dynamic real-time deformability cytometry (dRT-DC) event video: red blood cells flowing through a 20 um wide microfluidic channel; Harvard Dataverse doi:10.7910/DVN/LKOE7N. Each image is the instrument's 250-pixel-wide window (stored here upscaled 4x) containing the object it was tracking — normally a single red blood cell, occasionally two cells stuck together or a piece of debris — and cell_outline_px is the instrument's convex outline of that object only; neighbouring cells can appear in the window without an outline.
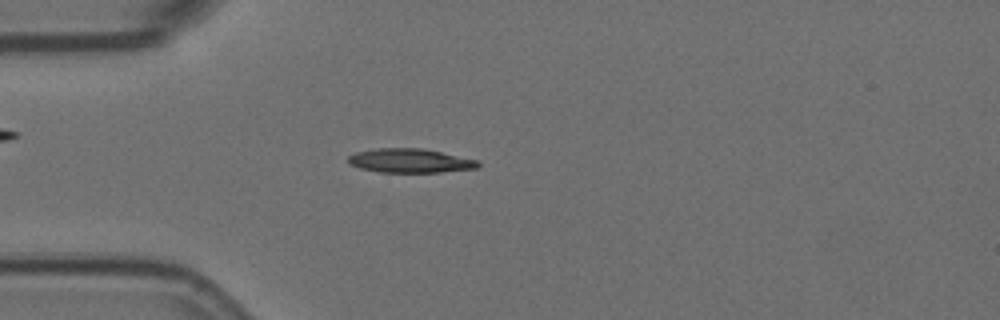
{"species": "Egyptian fruit bat (a non-hibernating species)", "species_latin": "Rousettus aegyptiacus", "temperature_condition": "room temperature", "stored_images_in_passage": 56, "camera_frame_rate_fps": 3000, "um_per_image_px": 0.085, "animal": {"sex": "female"}, "frame": {"image": 1, "passage_image": 15, "time_ms": 4.667, "image_size_px": [1000, 320], "cell_outline_px": [[480, 164], [476, 168], [440, 172], [380, 172], [360, 168], [348, 164], [348, 156], [356, 152], [376, 148], [424, 148], [480, 160]], "centroid_in_image_um": [34.86, 13.65], "position_along_channel_um": 50.1, "area_um2": 18.32}}
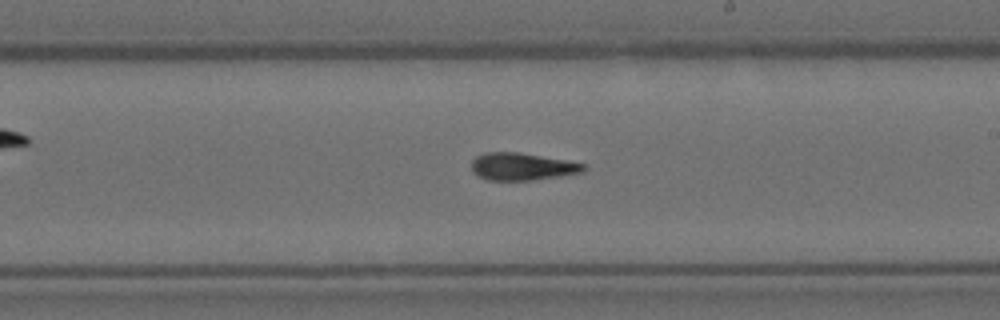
{"frame": {"image": 2, "passage_image": 32, "time_ms": 10.333, "image_size_px": [1000, 320], "cell_outline_px": [[588, 168], [584, 172], [560, 176], [532, 180], [488, 180], [476, 176], [472, 172], [472, 160], [476, 156], [484, 152], [520, 152], [568, 160], [588, 164]], "centroid_in_image_um": [44.42, 14.15], "position_along_channel_um": 244.6, "area_um2": 18.26}}
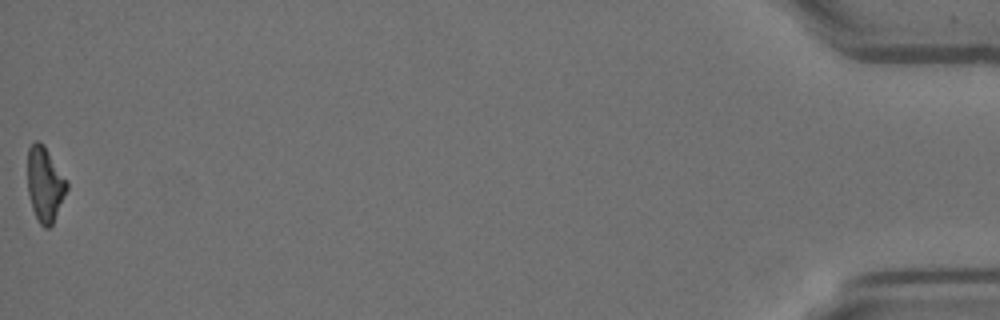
{"frame": {"image": 3, "passage_image": 56, "time_ms": 18.333, "image_size_px": [1000, 320], "cell_outline_px": [[68, 188], [52, 224], [48, 228], [44, 228], [40, 224], [32, 208], [28, 192], [28, 148], [36, 140], [40, 140], [44, 144], [68, 180]], "centroid_in_image_um": [3.83, 15.62], "position_along_channel_um": 431.4, "area_um2": 17.17}}